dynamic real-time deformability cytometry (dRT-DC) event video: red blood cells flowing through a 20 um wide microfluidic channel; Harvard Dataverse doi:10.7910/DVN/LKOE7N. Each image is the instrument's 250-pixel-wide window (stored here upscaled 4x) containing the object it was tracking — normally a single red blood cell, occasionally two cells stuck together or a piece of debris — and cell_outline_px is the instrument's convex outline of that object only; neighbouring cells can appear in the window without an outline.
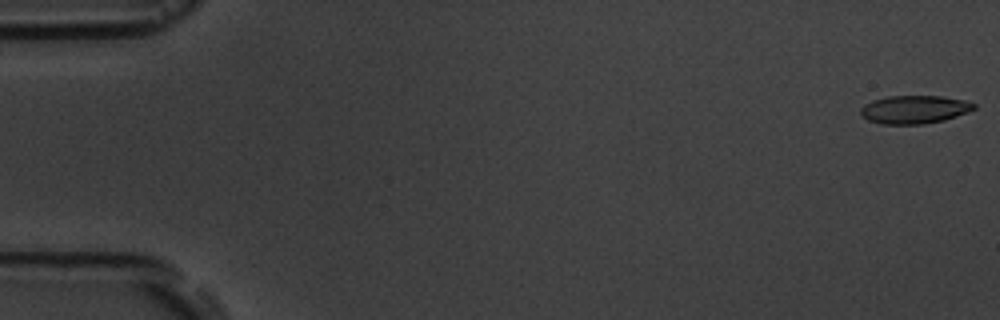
{"species": "common noctule bat (a hibernating species)", "species_latin": "Nyctalus noctula", "temperature_condition": "room temperature", "stored_images_in_passage": 6, "camera_frame_rate_fps": 3000, "um_per_image_px": 0.085, "animal": {"sex": "male", "body_mass_g": 19.5, "forearm_length_mm": 54.6}, "frame": {"image": 1, "passage_image": 1, "time_ms": 0.0, "image_size_px": [1000, 320], "cell_outline_px": [[976, 108], [968, 112], [944, 120], [924, 124], [880, 124], [868, 120], [860, 116], [860, 108], [864, 104], [872, 100], [888, 96], [940, 96], [964, 100], [976, 104]], "centroid_in_image_um": [77.69, 9.31], "position_along_channel_um": 7.3, "area_um2": 18.73}}
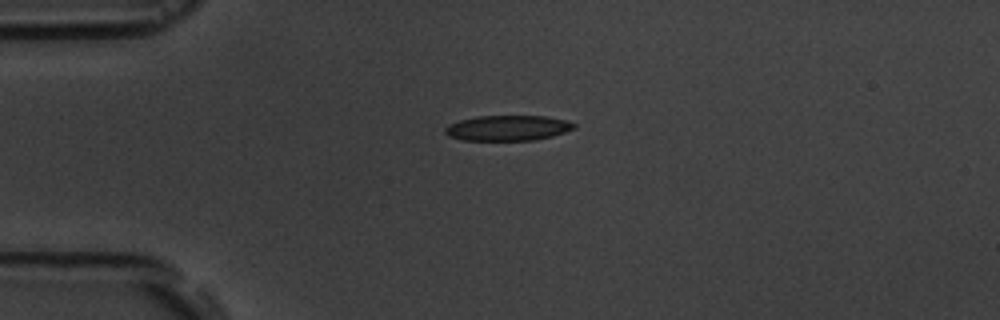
{"frame": {"image": 2, "passage_image": 4, "time_ms": 4.333, "image_size_px": [1000, 320], "cell_outline_px": [[576, 128], [552, 136], [536, 140], [460, 140], [448, 136], [444, 132], [444, 128], [448, 124], [460, 120], [476, 116], [544, 116], [568, 120], [576, 124]], "centroid_in_image_um": [43.15, 10.88], "position_along_channel_um": 41.9, "area_um2": 19.19}}
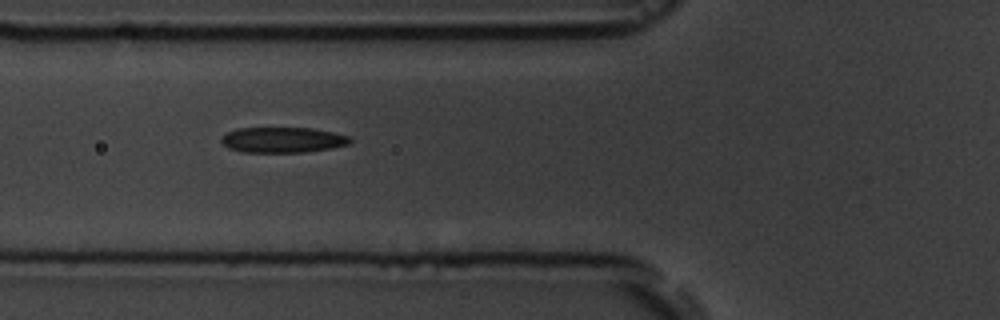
{"frame": {"image": 3, "passage_image": 6, "time_ms": 6.667, "image_size_px": [1000, 320], "cell_outline_px": [[352, 140], [348, 144], [332, 148], [304, 152], [240, 152], [228, 148], [220, 140], [228, 132], [236, 128], [312, 128], [332, 132], [348, 136]], "centroid_in_image_um": [24.02, 11.89], "position_along_channel_um": 101.8, "area_um2": 19.02}}